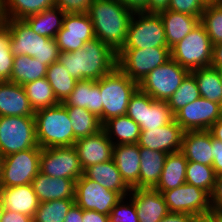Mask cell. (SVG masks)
<instances>
[{"instance_id": "obj_50", "label": "cell", "mask_w": 222, "mask_h": 222, "mask_svg": "<svg viewBox=\"0 0 222 222\" xmlns=\"http://www.w3.org/2000/svg\"><path fill=\"white\" fill-rule=\"evenodd\" d=\"M0 222H33V217L22 213L5 210Z\"/></svg>"}, {"instance_id": "obj_29", "label": "cell", "mask_w": 222, "mask_h": 222, "mask_svg": "<svg viewBox=\"0 0 222 222\" xmlns=\"http://www.w3.org/2000/svg\"><path fill=\"white\" fill-rule=\"evenodd\" d=\"M187 159L179 151L167 154L158 184L153 188L160 193L186 183Z\"/></svg>"}, {"instance_id": "obj_53", "label": "cell", "mask_w": 222, "mask_h": 222, "mask_svg": "<svg viewBox=\"0 0 222 222\" xmlns=\"http://www.w3.org/2000/svg\"><path fill=\"white\" fill-rule=\"evenodd\" d=\"M194 218L191 214L186 213H168L159 222H191Z\"/></svg>"}, {"instance_id": "obj_17", "label": "cell", "mask_w": 222, "mask_h": 222, "mask_svg": "<svg viewBox=\"0 0 222 222\" xmlns=\"http://www.w3.org/2000/svg\"><path fill=\"white\" fill-rule=\"evenodd\" d=\"M93 38L95 33L88 13L65 14L63 27L55 37L60 52L79 50Z\"/></svg>"}, {"instance_id": "obj_39", "label": "cell", "mask_w": 222, "mask_h": 222, "mask_svg": "<svg viewBox=\"0 0 222 222\" xmlns=\"http://www.w3.org/2000/svg\"><path fill=\"white\" fill-rule=\"evenodd\" d=\"M75 199L50 200L39 203L33 222H64Z\"/></svg>"}, {"instance_id": "obj_49", "label": "cell", "mask_w": 222, "mask_h": 222, "mask_svg": "<svg viewBox=\"0 0 222 222\" xmlns=\"http://www.w3.org/2000/svg\"><path fill=\"white\" fill-rule=\"evenodd\" d=\"M170 0H147L145 8L142 12L146 13H159L169 8Z\"/></svg>"}, {"instance_id": "obj_35", "label": "cell", "mask_w": 222, "mask_h": 222, "mask_svg": "<svg viewBox=\"0 0 222 222\" xmlns=\"http://www.w3.org/2000/svg\"><path fill=\"white\" fill-rule=\"evenodd\" d=\"M4 19H25L55 6L54 0H2Z\"/></svg>"}, {"instance_id": "obj_10", "label": "cell", "mask_w": 222, "mask_h": 222, "mask_svg": "<svg viewBox=\"0 0 222 222\" xmlns=\"http://www.w3.org/2000/svg\"><path fill=\"white\" fill-rule=\"evenodd\" d=\"M170 58L168 47L121 49L117 53V67L139 84L152 70Z\"/></svg>"}, {"instance_id": "obj_25", "label": "cell", "mask_w": 222, "mask_h": 222, "mask_svg": "<svg viewBox=\"0 0 222 222\" xmlns=\"http://www.w3.org/2000/svg\"><path fill=\"white\" fill-rule=\"evenodd\" d=\"M180 152L187 161L212 166V135L208 130L184 131Z\"/></svg>"}, {"instance_id": "obj_33", "label": "cell", "mask_w": 222, "mask_h": 222, "mask_svg": "<svg viewBox=\"0 0 222 222\" xmlns=\"http://www.w3.org/2000/svg\"><path fill=\"white\" fill-rule=\"evenodd\" d=\"M48 65L27 55L14 57L10 82L24 85L46 76Z\"/></svg>"}, {"instance_id": "obj_54", "label": "cell", "mask_w": 222, "mask_h": 222, "mask_svg": "<svg viewBox=\"0 0 222 222\" xmlns=\"http://www.w3.org/2000/svg\"><path fill=\"white\" fill-rule=\"evenodd\" d=\"M211 67L222 69V43L213 45Z\"/></svg>"}, {"instance_id": "obj_59", "label": "cell", "mask_w": 222, "mask_h": 222, "mask_svg": "<svg viewBox=\"0 0 222 222\" xmlns=\"http://www.w3.org/2000/svg\"><path fill=\"white\" fill-rule=\"evenodd\" d=\"M4 16H3V4H2V0H0V24H2L4 22Z\"/></svg>"}, {"instance_id": "obj_30", "label": "cell", "mask_w": 222, "mask_h": 222, "mask_svg": "<svg viewBox=\"0 0 222 222\" xmlns=\"http://www.w3.org/2000/svg\"><path fill=\"white\" fill-rule=\"evenodd\" d=\"M167 153L140 147L139 188L153 189L160 179Z\"/></svg>"}, {"instance_id": "obj_34", "label": "cell", "mask_w": 222, "mask_h": 222, "mask_svg": "<svg viewBox=\"0 0 222 222\" xmlns=\"http://www.w3.org/2000/svg\"><path fill=\"white\" fill-rule=\"evenodd\" d=\"M191 73L196 79L200 97L222 106V85L218 69L209 66L192 70Z\"/></svg>"}, {"instance_id": "obj_47", "label": "cell", "mask_w": 222, "mask_h": 222, "mask_svg": "<svg viewBox=\"0 0 222 222\" xmlns=\"http://www.w3.org/2000/svg\"><path fill=\"white\" fill-rule=\"evenodd\" d=\"M210 206L213 211H222V173L216 175L215 186L210 195Z\"/></svg>"}, {"instance_id": "obj_7", "label": "cell", "mask_w": 222, "mask_h": 222, "mask_svg": "<svg viewBox=\"0 0 222 222\" xmlns=\"http://www.w3.org/2000/svg\"><path fill=\"white\" fill-rule=\"evenodd\" d=\"M39 147L35 117L0 116V158Z\"/></svg>"}, {"instance_id": "obj_52", "label": "cell", "mask_w": 222, "mask_h": 222, "mask_svg": "<svg viewBox=\"0 0 222 222\" xmlns=\"http://www.w3.org/2000/svg\"><path fill=\"white\" fill-rule=\"evenodd\" d=\"M82 218L83 210L74 203L66 214L64 222H82Z\"/></svg>"}, {"instance_id": "obj_11", "label": "cell", "mask_w": 222, "mask_h": 222, "mask_svg": "<svg viewBox=\"0 0 222 222\" xmlns=\"http://www.w3.org/2000/svg\"><path fill=\"white\" fill-rule=\"evenodd\" d=\"M126 115L140 126L150 130L167 125L174 120V114L165 101H156L139 88L131 96Z\"/></svg>"}, {"instance_id": "obj_63", "label": "cell", "mask_w": 222, "mask_h": 222, "mask_svg": "<svg viewBox=\"0 0 222 222\" xmlns=\"http://www.w3.org/2000/svg\"><path fill=\"white\" fill-rule=\"evenodd\" d=\"M219 222H222V211H219Z\"/></svg>"}, {"instance_id": "obj_46", "label": "cell", "mask_w": 222, "mask_h": 222, "mask_svg": "<svg viewBox=\"0 0 222 222\" xmlns=\"http://www.w3.org/2000/svg\"><path fill=\"white\" fill-rule=\"evenodd\" d=\"M94 0H54L55 7L65 14L88 13Z\"/></svg>"}, {"instance_id": "obj_1", "label": "cell", "mask_w": 222, "mask_h": 222, "mask_svg": "<svg viewBox=\"0 0 222 222\" xmlns=\"http://www.w3.org/2000/svg\"><path fill=\"white\" fill-rule=\"evenodd\" d=\"M57 62L78 81H97L117 67V53L95 37L79 50L60 52Z\"/></svg>"}, {"instance_id": "obj_13", "label": "cell", "mask_w": 222, "mask_h": 222, "mask_svg": "<svg viewBox=\"0 0 222 222\" xmlns=\"http://www.w3.org/2000/svg\"><path fill=\"white\" fill-rule=\"evenodd\" d=\"M40 172L55 178L78 180L84 170L73 146L42 148Z\"/></svg>"}, {"instance_id": "obj_42", "label": "cell", "mask_w": 222, "mask_h": 222, "mask_svg": "<svg viewBox=\"0 0 222 222\" xmlns=\"http://www.w3.org/2000/svg\"><path fill=\"white\" fill-rule=\"evenodd\" d=\"M200 23L205 27L212 45L222 43V2L206 5Z\"/></svg>"}, {"instance_id": "obj_19", "label": "cell", "mask_w": 222, "mask_h": 222, "mask_svg": "<svg viewBox=\"0 0 222 222\" xmlns=\"http://www.w3.org/2000/svg\"><path fill=\"white\" fill-rule=\"evenodd\" d=\"M113 146L103 129L94 135L76 140L73 145L83 170L89 166L111 160Z\"/></svg>"}, {"instance_id": "obj_27", "label": "cell", "mask_w": 222, "mask_h": 222, "mask_svg": "<svg viewBox=\"0 0 222 222\" xmlns=\"http://www.w3.org/2000/svg\"><path fill=\"white\" fill-rule=\"evenodd\" d=\"M158 14L163 22L169 49L183 40L200 23L199 17L168 9Z\"/></svg>"}, {"instance_id": "obj_45", "label": "cell", "mask_w": 222, "mask_h": 222, "mask_svg": "<svg viewBox=\"0 0 222 222\" xmlns=\"http://www.w3.org/2000/svg\"><path fill=\"white\" fill-rule=\"evenodd\" d=\"M205 7L202 0H170L168 10L186 13L201 19Z\"/></svg>"}, {"instance_id": "obj_60", "label": "cell", "mask_w": 222, "mask_h": 222, "mask_svg": "<svg viewBox=\"0 0 222 222\" xmlns=\"http://www.w3.org/2000/svg\"><path fill=\"white\" fill-rule=\"evenodd\" d=\"M191 222H203V216L194 217Z\"/></svg>"}, {"instance_id": "obj_3", "label": "cell", "mask_w": 222, "mask_h": 222, "mask_svg": "<svg viewBox=\"0 0 222 222\" xmlns=\"http://www.w3.org/2000/svg\"><path fill=\"white\" fill-rule=\"evenodd\" d=\"M10 28V48L14 57L27 55L50 66L60 54L55 38L35 33L24 19H5Z\"/></svg>"}, {"instance_id": "obj_41", "label": "cell", "mask_w": 222, "mask_h": 222, "mask_svg": "<svg viewBox=\"0 0 222 222\" xmlns=\"http://www.w3.org/2000/svg\"><path fill=\"white\" fill-rule=\"evenodd\" d=\"M200 97L198 85L194 75L190 72L180 84L179 88L167 100L172 113L175 114L182 107L194 102Z\"/></svg>"}, {"instance_id": "obj_14", "label": "cell", "mask_w": 222, "mask_h": 222, "mask_svg": "<svg viewBox=\"0 0 222 222\" xmlns=\"http://www.w3.org/2000/svg\"><path fill=\"white\" fill-rule=\"evenodd\" d=\"M123 197L113 190L104 188L84 174L75 181V203L82 210L97 211L109 215Z\"/></svg>"}, {"instance_id": "obj_36", "label": "cell", "mask_w": 222, "mask_h": 222, "mask_svg": "<svg viewBox=\"0 0 222 222\" xmlns=\"http://www.w3.org/2000/svg\"><path fill=\"white\" fill-rule=\"evenodd\" d=\"M66 109L77 140L94 135L102 130L103 124L100 119L87 109L80 107H66Z\"/></svg>"}, {"instance_id": "obj_56", "label": "cell", "mask_w": 222, "mask_h": 222, "mask_svg": "<svg viewBox=\"0 0 222 222\" xmlns=\"http://www.w3.org/2000/svg\"><path fill=\"white\" fill-rule=\"evenodd\" d=\"M212 137L222 142V117L219 118L208 130Z\"/></svg>"}, {"instance_id": "obj_16", "label": "cell", "mask_w": 222, "mask_h": 222, "mask_svg": "<svg viewBox=\"0 0 222 222\" xmlns=\"http://www.w3.org/2000/svg\"><path fill=\"white\" fill-rule=\"evenodd\" d=\"M222 117V106L199 97L174 114V120L184 131L209 130Z\"/></svg>"}, {"instance_id": "obj_51", "label": "cell", "mask_w": 222, "mask_h": 222, "mask_svg": "<svg viewBox=\"0 0 222 222\" xmlns=\"http://www.w3.org/2000/svg\"><path fill=\"white\" fill-rule=\"evenodd\" d=\"M82 222H109V215L97 211L83 210Z\"/></svg>"}, {"instance_id": "obj_61", "label": "cell", "mask_w": 222, "mask_h": 222, "mask_svg": "<svg viewBox=\"0 0 222 222\" xmlns=\"http://www.w3.org/2000/svg\"><path fill=\"white\" fill-rule=\"evenodd\" d=\"M4 211H5V209L3 207V204H2V201H1V198H0V220L3 216Z\"/></svg>"}, {"instance_id": "obj_48", "label": "cell", "mask_w": 222, "mask_h": 222, "mask_svg": "<svg viewBox=\"0 0 222 222\" xmlns=\"http://www.w3.org/2000/svg\"><path fill=\"white\" fill-rule=\"evenodd\" d=\"M213 162L215 175L222 173V142L212 137Z\"/></svg>"}, {"instance_id": "obj_38", "label": "cell", "mask_w": 222, "mask_h": 222, "mask_svg": "<svg viewBox=\"0 0 222 222\" xmlns=\"http://www.w3.org/2000/svg\"><path fill=\"white\" fill-rule=\"evenodd\" d=\"M23 87L34 112L59 104L46 77L24 84Z\"/></svg>"}, {"instance_id": "obj_2", "label": "cell", "mask_w": 222, "mask_h": 222, "mask_svg": "<svg viewBox=\"0 0 222 222\" xmlns=\"http://www.w3.org/2000/svg\"><path fill=\"white\" fill-rule=\"evenodd\" d=\"M134 11L117 0H94L89 9L95 37L118 53L127 38Z\"/></svg>"}, {"instance_id": "obj_15", "label": "cell", "mask_w": 222, "mask_h": 222, "mask_svg": "<svg viewBox=\"0 0 222 222\" xmlns=\"http://www.w3.org/2000/svg\"><path fill=\"white\" fill-rule=\"evenodd\" d=\"M169 213H186L194 217L206 215L210 210V195L188 183L162 193Z\"/></svg>"}, {"instance_id": "obj_31", "label": "cell", "mask_w": 222, "mask_h": 222, "mask_svg": "<svg viewBox=\"0 0 222 222\" xmlns=\"http://www.w3.org/2000/svg\"><path fill=\"white\" fill-rule=\"evenodd\" d=\"M102 129L113 145L138 143L141 133L140 126L127 115L108 119L103 123Z\"/></svg>"}, {"instance_id": "obj_40", "label": "cell", "mask_w": 222, "mask_h": 222, "mask_svg": "<svg viewBox=\"0 0 222 222\" xmlns=\"http://www.w3.org/2000/svg\"><path fill=\"white\" fill-rule=\"evenodd\" d=\"M216 175L212 166L188 161L186 183L194 185L211 195L215 186Z\"/></svg>"}, {"instance_id": "obj_8", "label": "cell", "mask_w": 222, "mask_h": 222, "mask_svg": "<svg viewBox=\"0 0 222 222\" xmlns=\"http://www.w3.org/2000/svg\"><path fill=\"white\" fill-rule=\"evenodd\" d=\"M41 150L34 147L0 158V188L30 184L40 171Z\"/></svg>"}, {"instance_id": "obj_9", "label": "cell", "mask_w": 222, "mask_h": 222, "mask_svg": "<svg viewBox=\"0 0 222 222\" xmlns=\"http://www.w3.org/2000/svg\"><path fill=\"white\" fill-rule=\"evenodd\" d=\"M168 47L163 22L158 13L134 12L122 49Z\"/></svg>"}, {"instance_id": "obj_55", "label": "cell", "mask_w": 222, "mask_h": 222, "mask_svg": "<svg viewBox=\"0 0 222 222\" xmlns=\"http://www.w3.org/2000/svg\"><path fill=\"white\" fill-rule=\"evenodd\" d=\"M121 4L127 6L134 12L142 11L145 8L147 0H117Z\"/></svg>"}, {"instance_id": "obj_21", "label": "cell", "mask_w": 222, "mask_h": 222, "mask_svg": "<svg viewBox=\"0 0 222 222\" xmlns=\"http://www.w3.org/2000/svg\"><path fill=\"white\" fill-rule=\"evenodd\" d=\"M65 107H80L96 115L103 124V105H101L100 79L79 80L71 94L62 103Z\"/></svg>"}, {"instance_id": "obj_18", "label": "cell", "mask_w": 222, "mask_h": 222, "mask_svg": "<svg viewBox=\"0 0 222 222\" xmlns=\"http://www.w3.org/2000/svg\"><path fill=\"white\" fill-rule=\"evenodd\" d=\"M184 130L173 120L167 125L150 130H141L138 146L151 150L163 151L167 154L179 152Z\"/></svg>"}, {"instance_id": "obj_26", "label": "cell", "mask_w": 222, "mask_h": 222, "mask_svg": "<svg viewBox=\"0 0 222 222\" xmlns=\"http://www.w3.org/2000/svg\"><path fill=\"white\" fill-rule=\"evenodd\" d=\"M0 198L5 210L33 217L39 201L30 184L0 188Z\"/></svg>"}, {"instance_id": "obj_32", "label": "cell", "mask_w": 222, "mask_h": 222, "mask_svg": "<svg viewBox=\"0 0 222 222\" xmlns=\"http://www.w3.org/2000/svg\"><path fill=\"white\" fill-rule=\"evenodd\" d=\"M64 17L65 13L54 6L38 14L28 16L24 20L38 35L55 38L57 32L63 27Z\"/></svg>"}, {"instance_id": "obj_4", "label": "cell", "mask_w": 222, "mask_h": 222, "mask_svg": "<svg viewBox=\"0 0 222 222\" xmlns=\"http://www.w3.org/2000/svg\"><path fill=\"white\" fill-rule=\"evenodd\" d=\"M35 126L40 148L68 147L76 142L66 107L59 103L35 112Z\"/></svg>"}, {"instance_id": "obj_44", "label": "cell", "mask_w": 222, "mask_h": 222, "mask_svg": "<svg viewBox=\"0 0 222 222\" xmlns=\"http://www.w3.org/2000/svg\"><path fill=\"white\" fill-rule=\"evenodd\" d=\"M123 197L111 210L109 222H139L135 204L132 199ZM126 202V203H125Z\"/></svg>"}, {"instance_id": "obj_57", "label": "cell", "mask_w": 222, "mask_h": 222, "mask_svg": "<svg viewBox=\"0 0 222 222\" xmlns=\"http://www.w3.org/2000/svg\"><path fill=\"white\" fill-rule=\"evenodd\" d=\"M203 222H219V211L210 210L206 215H203Z\"/></svg>"}, {"instance_id": "obj_62", "label": "cell", "mask_w": 222, "mask_h": 222, "mask_svg": "<svg viewBox=\"0 0 222 222\" xmlns=\"http://www.w3.org/2000/svg\"><path fill=\"white\" fill-rule=\"evenodd\" d=\"M218 72H219V77H220V81H221V85H222V69L218 70Z\"/></svg>"}, {"instance_id": "obj_24", "label": "cell", "mask_w": 222, "mask_h": 222, "mask_svg": "<svg viewBox=\"0 0 222 222\" xmlns=\"http://www.w3.org/2000/svg\"><path fill=\"white\" fill-rule=\"evenodd\" d=\"M24 87L10 81H0V116L34 117Z\"/></svg>"}, {"instance_id": "obj_58", "label": "cell", "mask_w": 222, "mask_h": 222, "mask_svg": "<svg viewBox=\"0 0 222 222\" xmlns=\"http://www.w3.org/2000/svg\"><path fill=\"white\" fill-rule=\"evenodd\" d=\"M205 5H211V4H219L222 2V0H202Z\"/></svg>"}, {"instance_id": "obj_37", "label": "cell", "mask_w": 222, "mask_h": 222, "mask_svg": "<svg viewBox=\"0 0 222 222\" xmlns=\"http://www.w3.org/2000/svg\"><path fill=\"white\" fill-rule=\"evenodd\" d=\"M45 77L51 85L53 93L59 103H63L71 94L78 81L72 77L59 62H54L48 66Z\"/></svg>"}, {"instance_id": "obj_5", "label": "cell", "mask_w": 222, "mask_h": 222, "mask_svg": "<svg viewBox=\"0 0 222 222\" xmlns=\"http://www.w3.org/2000/svg\"><path fill=\"white\" fill-rule=\"evenodd\" d=\"M138 83L131 80L116 67L100 78L101 105H103V123L110 118L126 115L131 96L138 89Z\"/></svg>"}, {"instance_id": "obj_43", "label": "cell", "mask_w": 222, "mask_h": 222, "mask_svg": "<svg viewBox=\"0 0 222 222\" xmlns=\"http://www.w3.org/2000/svg\"><path fill=\"white\" fill-rule=\"evenodd\" d=\"M10 43V28L3 22L0 24V81H9L12 74L14 56Z\"/></svg>"}, {"instance_id": "obj_28", "label": "cell", "mask_w": 222, "mask_h": 222, "mask_svg": "<svg viewBox=\"0 0 222 222\" xmlns=\"http://www.w3.org/2000/svg\"><path fill=\"white\" fill-rule=\"evenodd\" d=\"M84 175L96 181L104 188L118 192L122 197H127L131 189L123 181L113 159L89 166L84 170Z\"/></svg>"}, {"instance_id": "obj_23", "label": "cell", "mask_w": 222, "mask_h": 222, "mask_svg": "<svg viewBox=\"0 0 222 222\" xmlns=\"http://www.w3.org/2000/svg\"><path fill=\"white\" fill-rule=\"evenodd\" d=\"M31 185L39 203L50 200L75 199V181L73 179L55 178L39 171Z\"/></svg>"}, {"instance_id": "obj_12", "label": "cell", "mask_w": 222, "mask_h": 222, "mask_svg": "<svg viewBox=\"0 0 222 222\" xmlns=\"http://www.w3.org/2000/svg\"><path fill=\"white\" fill-rule=\"evenodd\" d=\"M189 73V70L170 58L164 64L152 70L138 84V87L154 100L167 102Z\"/></svg>"}, {"instance_id": "obj_6", "label": "cell", "mask_w": 222, "mask_h": 222, "mask_svg": "<svg viewBox=\"0 0 222 222\" xmlns=\"http://www.w3.org/2000/svg\"><path fill=\"white\" fill-rule=\"evenodd\" d=\"M212 51L211 39L201 23L170 49L171 58L190 72L209 67L212 61Z\"/></svg>"}, {"instance_id": "obj_22", "label": "cell", "mask_w": 222, "mask_h": 222, "mask_svg": "<svg viewBox=\"0 0 222 222\" xmlns=\"http://www.w3.org/2000/svg\"><path fill=\"white\" fill-rule=\"evenodd\" d=\"M112 159L126 185L130 189L139 188L141 158L138 144L114 145Z\"/></svg>"}, {"instance_id": "obj_20", "label": "cell", "mask_w": 222, "mask_h": 222, "mask_svg": "<svg viewBox=\"0 0 222 222\" xmlns=\"http://www.w3.org/2000/svg\"><path fill=\"white\" fill-rule=\"evenodd\" d=\"M129 198L135 204L139 222H159L168 213L164 196L150 188H133Z\"/></svg>"}]
</instances>
